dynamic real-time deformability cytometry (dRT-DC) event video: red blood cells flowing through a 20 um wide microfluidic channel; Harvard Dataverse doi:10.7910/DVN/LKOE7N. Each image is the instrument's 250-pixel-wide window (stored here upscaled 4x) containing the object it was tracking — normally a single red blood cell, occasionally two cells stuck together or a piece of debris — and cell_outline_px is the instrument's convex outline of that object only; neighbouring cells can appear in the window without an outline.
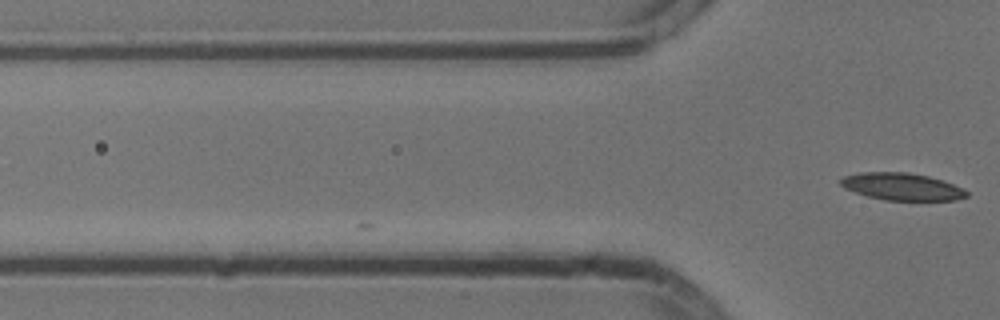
{"species": "common noctule bat (a hibernating species)", "species_latin": "Nyctalus noctula", "temperature_condition": "cold", "stored_images_in_passage": 3, "camera_frame_rate_fps": 3000, "um_per_image_px": 0.085, "animal": {"sex": "male", "body_mass_g": 13.3}, "frame": {"image": 1, "passage_image": 3, "time_ms": 0.667, "image_size_px": [1000, 320], "cell_outline_px": [[968, 196], [956, 200], [884, 200], [868, 196], [844, 188], [840, 184], [840, 180], [844, 176], [860, 172], [908, 172], [928, 176], [952, 184], [968, 192]], "centroid_in_image_um": [76.63, 15.86], "position_along_channel_um": 49.2, "area_um2": 19.77}}